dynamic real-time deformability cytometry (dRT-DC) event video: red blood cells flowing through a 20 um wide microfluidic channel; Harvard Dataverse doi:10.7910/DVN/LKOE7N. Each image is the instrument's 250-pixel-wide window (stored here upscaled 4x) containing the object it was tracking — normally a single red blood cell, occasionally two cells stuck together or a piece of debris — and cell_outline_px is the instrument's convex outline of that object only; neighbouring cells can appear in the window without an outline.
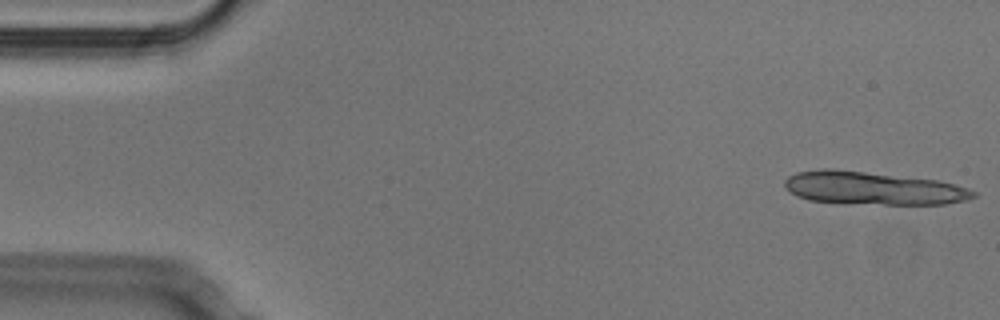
{"species": "Egyptian fruit bat (a non-hibernating species)", "species_latin": "Rousettus aegyptiacus", "temperature_condition": "cold", "stored_images_in_passage": 8, "camera_frame_rate_fps": 3000, "um_per_image_px": 0.085, "animal": {"sex": "male"}, "frame": {"image": 1, "passage_image": 1, "time_ms": 0.0, "image_size_px": [1000, 320], "cell_outline_px": [[976, 196], [968, 200], [944, 204], [884, 204], [808, 200], [796, 196], [784, 188], [784, 180], [788, 176], [796, 172], [820, 168], [832, 168], [936, 180], [968, 188], [976, 192]], "centroid_in_image_um": [74.16, 15.98], "position_along_channel_um": 10.8, "area_um2": 36.13}}